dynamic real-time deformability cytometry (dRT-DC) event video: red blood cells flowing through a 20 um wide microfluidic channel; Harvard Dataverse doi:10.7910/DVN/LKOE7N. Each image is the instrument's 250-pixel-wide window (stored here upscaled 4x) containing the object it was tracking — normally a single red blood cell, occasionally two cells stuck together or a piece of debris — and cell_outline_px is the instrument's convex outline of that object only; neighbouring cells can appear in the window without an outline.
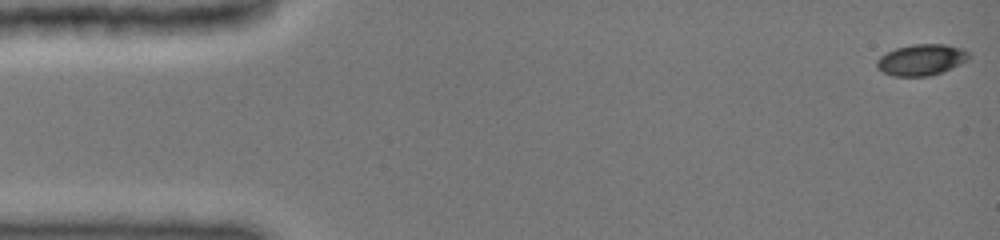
{"species": "common noctule bat (a hibernating species)", "species_latin": "Nyctalus noctula", "temperature_condition": "cold", "stored_images_in_passage": 16, "camera_frame_rate_fps": 3000, "um_per_image_px": 0.085, "animal": {"sex": "female", "body_mass_g": 19.0, "forearm_length_mm": 51.5}, "frame": {"image": 1, "passage_image": 1, "time_ms": 0.0, "image_size_px": [1000, 240], "cell_outline_px": [[968, 60], [960, 64], [940, 72], [928, 76], [896, 76], [884, 72], [876, 64], [876, 60], [880, 56], [896, 48], [916, 44], [944, 44], [960, 48], [968, 52]], "centroid_in_image_um": [78.31, 5.08], "position_along_channel_um": 6.7, "area_um2": 16.3}}
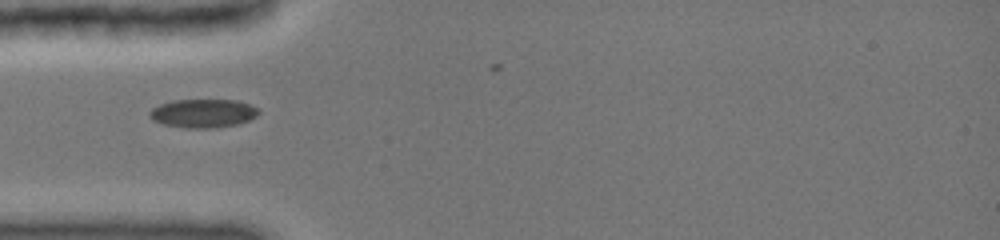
{"frame": {"image": 2, "passage_image": 11, "time_ms": 4.667, "image_size_px": [1000, 240], "cell_outline_px": [[260, 112], [256, 116], [248, 120], [236, 124], [216, 128], [184, 128], [164, 124], [148, 116], [148, 112], [152, 108], [160, 104], [176, 100], [236, 100], [248, 104], [256, 108]], "centroid_in_image_um": [17.25, 9.63], "position_along_channel_um": 67.8, "area_um2": 17.98}}
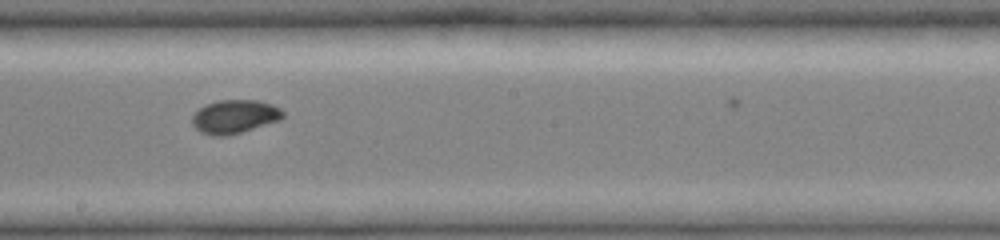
{"frame": {"image": 3, "passage_image": 15, "time_ms": 8.667, "image_size_px": [1000, 240], "cell_outline_px": [[284, 116], [276, 120], [240, 132], [224, 136], [216, 136], [204, 132], [196, 128], [192, 124], [192, 116], [200, 108], [208, 104], [220, 100], [256, 100], [272, 104], [280, 108], [284, 112]], "centroid_in_image_um": [19.93, 9.89], "position_along_channel_um": 228.3, "area_um2": 17.17}}